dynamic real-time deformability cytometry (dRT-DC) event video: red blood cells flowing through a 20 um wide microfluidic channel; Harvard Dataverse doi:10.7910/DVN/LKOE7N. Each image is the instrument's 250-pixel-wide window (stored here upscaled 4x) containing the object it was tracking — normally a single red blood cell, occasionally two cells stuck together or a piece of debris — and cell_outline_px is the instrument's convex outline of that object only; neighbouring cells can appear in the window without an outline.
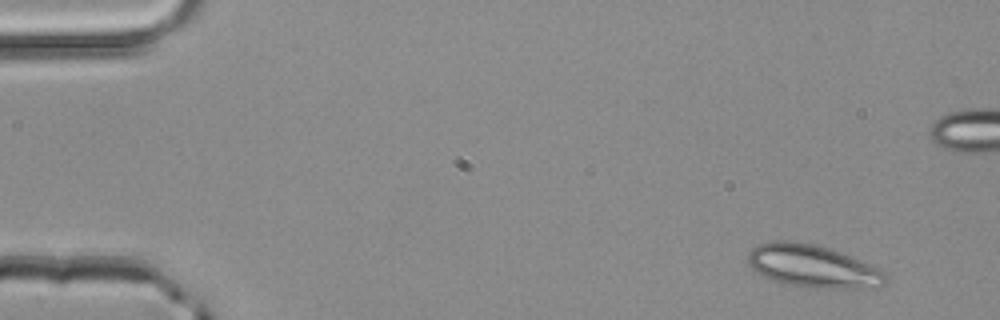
{"species": "common noctule bat (a hibernating species)", "species_latin": "Nyctalus noctula", "temperature_condition": "room temperature", "stored_images_in_passage": 4, "camera_frame_rate_fps": 3000, "um_per_image_px": 0.085, "animal": {"sex": "male", "body_mass_g": 20.4}, "frame": {"image": 1, "passage_image": 1, "time_ms": 0.0, "image_size_px": [1000, 320], "cell_outline_px": [[888, 280], [880, 288], [812, 288], [784, 284], [772, 280], [756, 272], [748, 264], [748, 252], [752, 248], [760, 244], [776, 240], [788, 240], [812, 244], [828, 248], [840, 252], [868, 264], [884, 272], [888, 276]], "centroid_in_image_um": [69.08, 22.65], "position_along_channel_um": 15.9, "area_um2": 34.22}}